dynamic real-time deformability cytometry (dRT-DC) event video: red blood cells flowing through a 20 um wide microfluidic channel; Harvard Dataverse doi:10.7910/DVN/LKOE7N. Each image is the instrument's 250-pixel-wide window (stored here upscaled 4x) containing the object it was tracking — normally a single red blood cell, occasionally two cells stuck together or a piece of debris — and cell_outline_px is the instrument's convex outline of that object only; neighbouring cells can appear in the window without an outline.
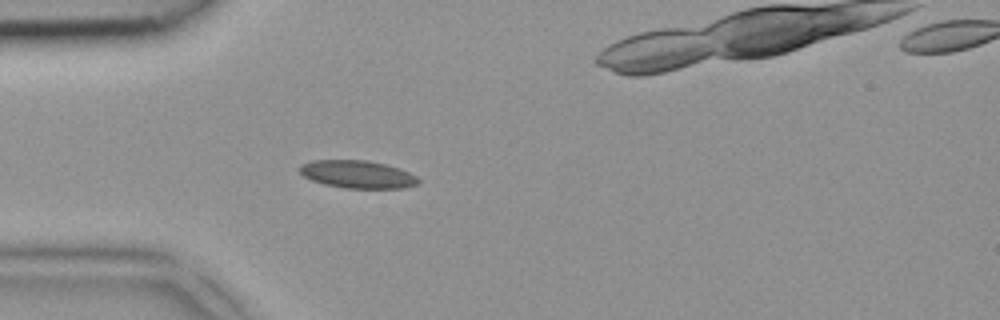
{"species": "common noctule bat (a hibernating species)", "species_latin": "Nyctalus noctula", "temperature_condition": "room temperature", "stored_images_in_passage": 5, "camera_frame_rate_fps": 3000, "um_per_image_px": 0.085, "animal": {"sex": "female", "body_mass_g": 18.4}, "frame": {"image": 1, "passage_image": 4, "time_ms": 1.0, "image_size_px": [1000, 320], "cell_outline_px": [[420, 184], [404, 188], [344, 188], [324, 184], [312, 180], [304, 176], [300, 172], [300, 164], [312, 160], [368, 160], [400, 168], [416, 176], [420, 180]], "centroid_in_image_um": [30.41, 14.82], "position_along_channel_um": 54.6, "area_um2": 19.25}}